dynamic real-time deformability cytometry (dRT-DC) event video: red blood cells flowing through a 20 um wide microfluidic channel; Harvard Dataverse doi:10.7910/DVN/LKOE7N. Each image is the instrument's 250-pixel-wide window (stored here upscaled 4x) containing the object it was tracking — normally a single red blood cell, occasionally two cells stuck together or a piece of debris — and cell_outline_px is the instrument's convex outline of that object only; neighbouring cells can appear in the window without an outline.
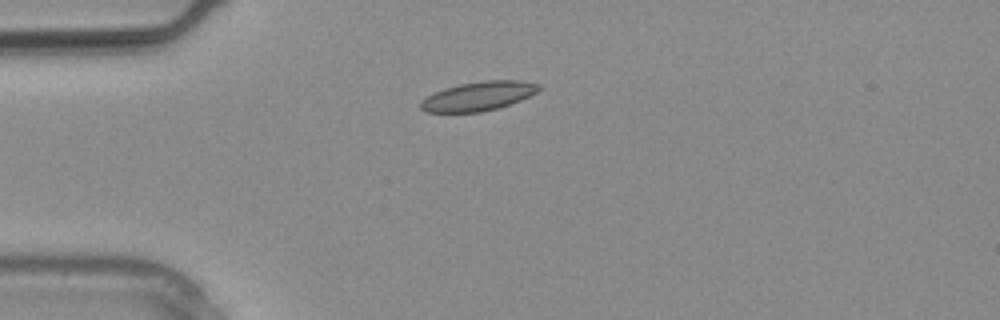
{"species": "common noctule bat (a hibernating species)", "species_latin": "Nyctalus noctula", "temperature_condition": "warm", "stored_images_in_passage": 2, "camera_frame_rate_fps": 3000, "um_per_image_px": 0.085, "animal": {"sex": "male", "body_mass_g": 20.4}, "frame": {"image": 1, "passage_image": 2, "time_ms": 0.333, "image_size_px": [1000, 320], "cell_outline_px": [[540, 88], [536, 92], [520, 100], [496, 108], [480, 112], [424, 112], [420, 108], [420, 104], [428, 96], [444, 88], [460, 84], [484, 80], [520, 80], [540, 84]], "centroid_in_image_um": [40.66, 8.16], "position_along_channel_um": 44.3, "area_um2": 19.71}}